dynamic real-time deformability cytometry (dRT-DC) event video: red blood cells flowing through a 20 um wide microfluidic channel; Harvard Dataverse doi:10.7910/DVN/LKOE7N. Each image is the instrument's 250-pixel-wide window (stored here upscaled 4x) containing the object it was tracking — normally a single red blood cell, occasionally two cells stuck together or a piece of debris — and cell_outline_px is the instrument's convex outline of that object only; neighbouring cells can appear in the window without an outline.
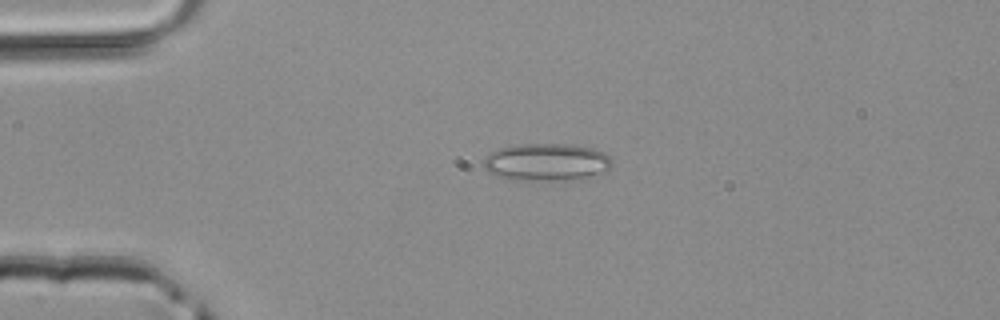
{"species": "common noctule bat (a hibernating species)", "species_latin": "Nyctalus noctula", "temperature_condition": "room temperature", "stored_images_in_passage": 38, "camera_frame_rate_fps": 3000, "um_per_image_px": 0.085, "animal": {"sex": "male", "body_mass_g": 20.4}, "frame": {"image": 1, "passage_image": 2, "time_ms": 0.333, "image_size_px": [1000, 320], "cell_outline_px": [[612, 164], [604, 172], [588, 180], [512, 180], [488, 172], [484, 168], [484, 160], [488, 152], [496, 148], [520, 144], [572, 144], [592, 148], [604, 152], [612, 160]], "centroid_in_image_um": [46.48, 13.79], "position_along_channel_um": 38.5, "area_um2": 28.61}}
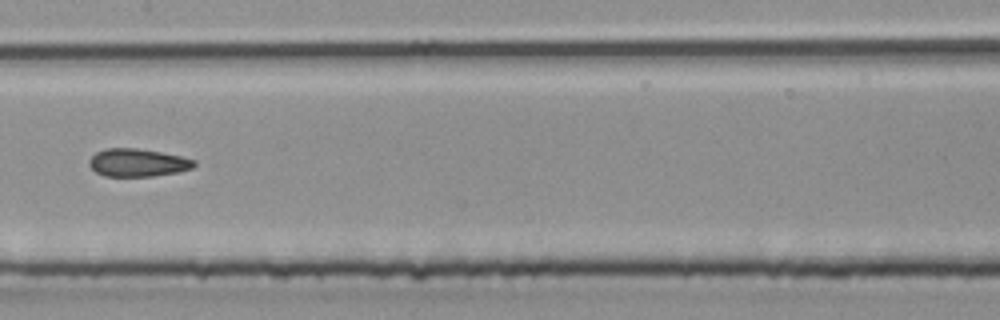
{"frame": {"image": 2, "passage_image": 15, "time_ms": 4.667, "image_size_px": [1000, 320], "cell_outline_px": [[196, 164], [192, 168], [180, 172], [152, 176], [104, 176], [96, 172], [88, 164], [88, 160], [96, 152], [104, 148], [136, 148], [160, 152], [180, 156], [196, 160]], "centroid_in_image_um": [11.69, 13.82], "position_along_channel_um": 195.7, "area_um2": 17.11}}
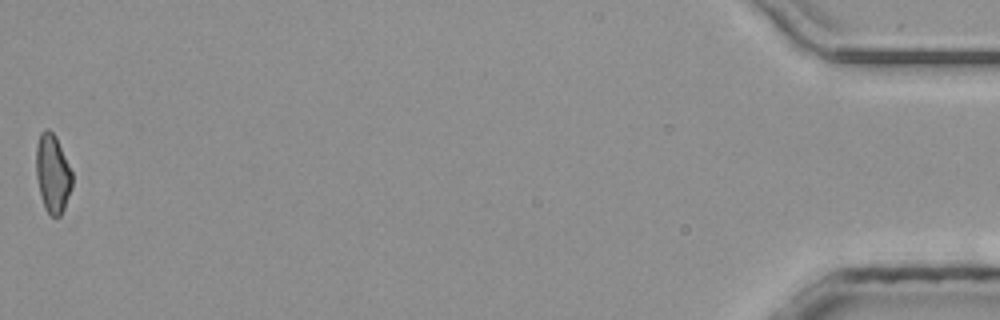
{"frame": {"image": 3, "passage_image": 38, "time_ms": 12.333, "image_size_px": [1000, 320], "cell_outline_px": [[72, 188], [64, 208], [60, 216], [48, 216], [44, 208], [40, 196], [36, 176], [36, 144], [40, 132], [44, 128], [48, 128], [56, 136], [72, 172]], "centroid_in_image_um": [4.46, 14.75], "position_along_channel_um": 430.7, "area_um2": 16.76}}